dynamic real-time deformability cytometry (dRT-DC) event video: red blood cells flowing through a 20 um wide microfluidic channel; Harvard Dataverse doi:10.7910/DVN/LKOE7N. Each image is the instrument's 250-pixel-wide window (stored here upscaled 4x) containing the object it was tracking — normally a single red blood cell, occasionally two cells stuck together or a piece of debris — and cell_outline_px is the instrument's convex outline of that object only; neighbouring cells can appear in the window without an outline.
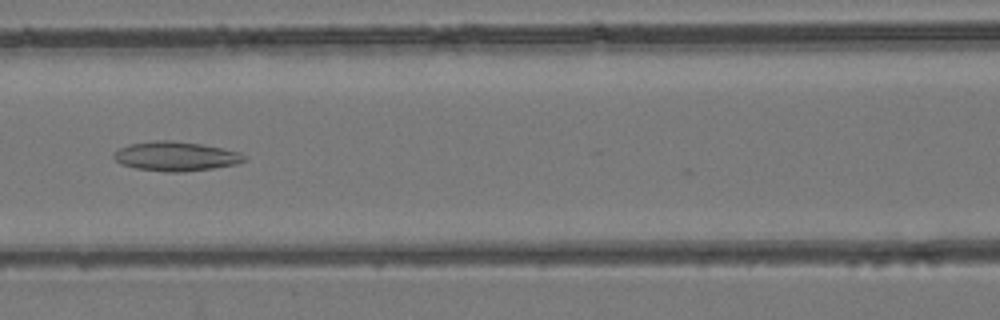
{"species": "common noctule bat (a hibernating species)", "species_latin": "Nyctalus noctula", "temperature_condition": "room temperature", "stored_images_in_passage": 30, "camera_frame_rate_fps": 3000, "um_per_image_px": 0.085, "animal": {"sex": "female", "body_mass_g": 24.6, "forearm_length_mm": 56.2}, "frame": {"image": 1, "passage_image": 10, "time_ms": 3.0, "image_size_px": [1000, 320], "cell_outline_px": [[248, 160], [236, 164], [212, 168], [184, 172], [164, 172], [136, 168], [120, 164], [112, 156], [120, 148], [128, 144], [156, 140], [172, 140], [200, 144], [240, 152]], "centroid_in_image_um": [14.93, 13.29], "position_along_channel_um": 151.7, "area_um2": 22.25}}
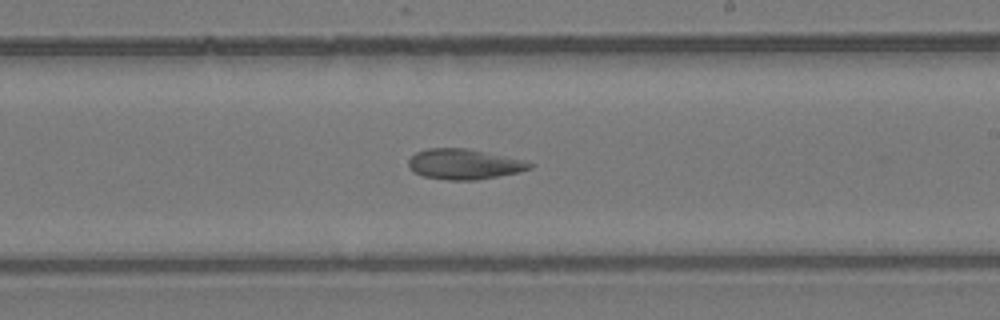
{"frame": {"image": 2, "passage_image": 17, "time_ms": 5.333, "image_size_px": [1000, 320], "cell_outline_px": [[536, 164], [532, 168], [520, 172], [476, 180], [448, 180], [424, 176], [416, 172], [408, 164], [408, 160], [416, 152], [428, 148], [468, 148], [524, 160]], "centroid_in_image_um": [39.5, 13.95], "position_along_channel_um": 249.5, "area_um2": 21.39}}
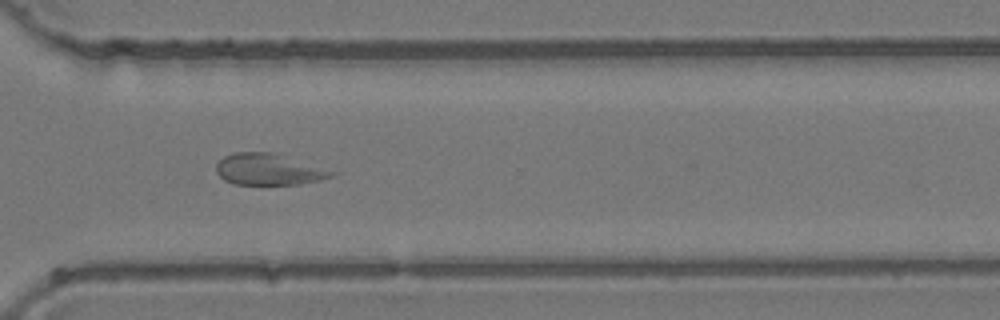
{"frame": {"image": 3, "passage_image": 24, "time_ms": 7.667, "image_size_px": [1000, 320], "cell_outline_px": [[336, 172], [332, 176], [320, 180], [300, 184], [232, 184], [224, 180], [216, 172], [216, 164], [224, 156], [236, 152], [272, 152]], "centroid_in_image_um": [22.78, 14.4], "position_along_channel_um": 347.8, "area_um2": 20.81}}